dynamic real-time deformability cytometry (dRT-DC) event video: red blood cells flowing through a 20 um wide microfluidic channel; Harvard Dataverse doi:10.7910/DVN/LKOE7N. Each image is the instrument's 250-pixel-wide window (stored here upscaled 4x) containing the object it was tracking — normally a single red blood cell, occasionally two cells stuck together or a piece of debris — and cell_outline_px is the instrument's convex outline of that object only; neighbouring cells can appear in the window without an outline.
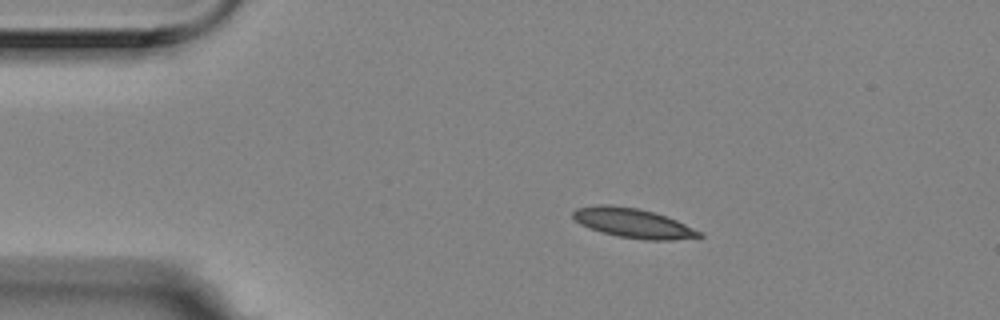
{"species": "Egyptian fruit bat (a non-hibernating species)", "species_latin": "Rousettus aegyptiacus", "temperature_condition": "room temperature", "stored_images_in_passage": 48, "camera_frame_rate_fps": 3000, "um_per_image_px": 0.085, "animal": {"sex": "female"}, "frame": {"image": 1, "passage_image": 1, "time_ms": 0.0, "image_size_px": [1000, 320], "cell_outline_px": [[704, 236], [672, 240], [644, 240], [620, 236], [604, 232], [580, 224], [572, 216], [572, 212], [576, 208], [596, 204], [612, 204], [640, 208], [676, 220], [700, 232]], "centroid_in_image_um": [53.78, 18.94], "position_along_channel_um": 31.2, "area_um2": 21.44}}
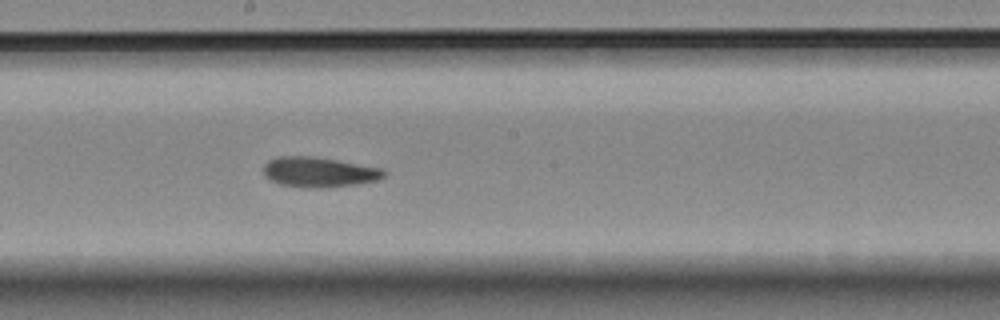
{"frame": {"image": 2, "passage_image": 21, "time_ms": 6.667, "image_size_px": [1000, 320], "cell_outline_px": [[388, 172], [384, 176], [376, 180], [356, 184], [316, 188], [308, 188], [280, 184], [264, 176], [264, 164], [268, 160], [276, 156], [312, 156], [384, 168]], "centroid_in_image_um": [27.11, 14.61], "position_along_channel_um": 221.1, "area_um2": 21.1}}
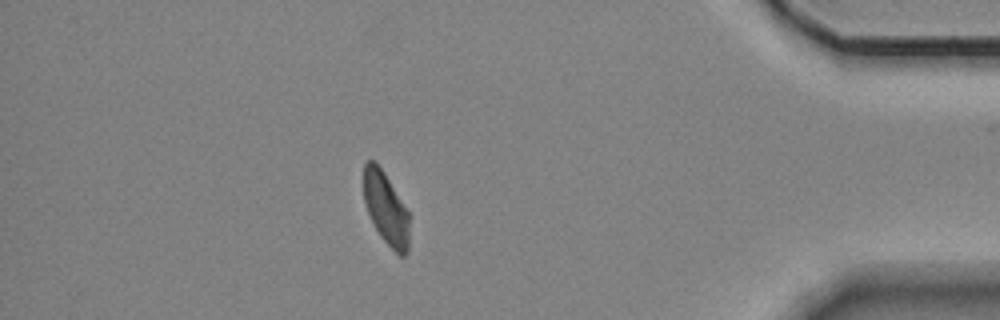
{"frame": {"image": 3, "passage_image": 40, "time_ms": 13.0, "image_size_px": [1000, 320], "cell_outline_px": [[408, 252], [404, 256], [400, 256], [380, 236], [368, 212], [364, 200], [364, 164], [368, 160], [376, 160], [384, 172], [408, 212]], "centroid_in_image_um": [32.79, 17.69], "position_along_channel_um": 402.4, "area_um2": 18.84}, "authors_computed_cell_mechanics": {"area_um2": 20.8947, "velocity_mm_per_s": 3.5284, "shape_relaxation_time_tau1_ms": 6.9127, "shape_relaxation_time_tau2_ms": 2.8297, "deformation_change_tau1": 0.1796, "deformation_change_tau2": 0.0964}}